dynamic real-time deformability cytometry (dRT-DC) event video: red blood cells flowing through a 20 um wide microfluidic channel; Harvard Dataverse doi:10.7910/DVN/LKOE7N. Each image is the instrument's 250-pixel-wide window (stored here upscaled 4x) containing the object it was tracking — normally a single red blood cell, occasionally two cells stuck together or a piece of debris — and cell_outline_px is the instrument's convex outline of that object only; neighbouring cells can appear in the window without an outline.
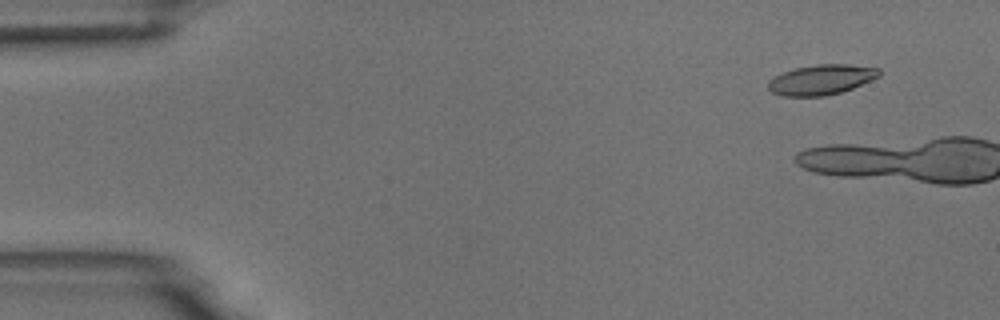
{"species": "common noctule bat (a hibernating species)", "species_latin": "Nyctalus noctula", "temperature_condition": "room temperature", "stored_images_in_passage": 3, "camera_frame_rate_fps": 3000, "um_per_image_px": 0.085, "animal": {"sex": "male", "body_mass_g": 18.8}, "frame": {"image": 1, "passage_image": 2, "time_ms": 1.333, "image_size_px": [1000, 320], "cell_outline_px": [[880, 76], [852, 88], [840, 92], [824, 96], [780, 96], [772, 92], [768, 88], [768, 80], [792, 68], [816, 64], [848, 64], [880, 68]], "centroid_in_image_um": [69.8, 6.76], "position_along_channel_um": 15.2, "area_um2": 19.48}}